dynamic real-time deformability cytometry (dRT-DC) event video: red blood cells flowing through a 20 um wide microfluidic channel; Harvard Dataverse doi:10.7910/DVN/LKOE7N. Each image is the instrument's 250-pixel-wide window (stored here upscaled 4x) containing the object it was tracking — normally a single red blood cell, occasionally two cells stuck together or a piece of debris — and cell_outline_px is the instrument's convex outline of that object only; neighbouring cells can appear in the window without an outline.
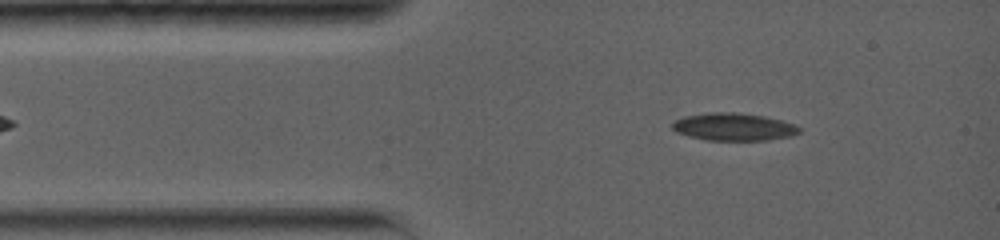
{"species": "common noctule bat (a hibernating species)", "species_latin": "Nyctalus noctula", "temperature_condition": "warm", "stored_images_in_passage": 17, "camera_frame_rate_fps": 5000, "um_per_image_px": 0.085, "animal": {"sex": "female", "body_mass_g": 19.0, "forearm_length_mm": 56.7}, "frame": {"image": 1, "passage_image": 3, "time_ms": 1.0, "image_size_px": [1000, 240], "cell_outline_px": [[800, 132], [792, 136], [768, 140], [704, 140], [688, 136], [676, 132], [672, 128], [672, 124], [676, 120], [684, 116], [708, 112], [736, 112], [764, 116], [780, 120], [792, 124], [800, 128]], "centroid_in_image_um": [62.33, 10.78], "position_along_channel_um": 22.7, "area_um2": 20.4}}
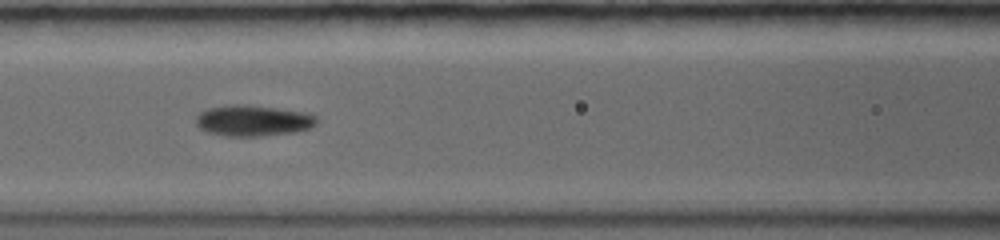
{"frame": {"image": 2, "passage_image": 11, "time_ms": 5.0, "image_size_px": [1000, 240], "cell_outline_px": [[320, 120], [312, 128], [296, 132], [260, 136], [224, 136], [208, 132], [200, 128], [196, 124], [196, 116], [200, 112], [208, 108], [232, 104], [244, 104], [308, 112], [316, 116]], "centroid_in_image_um": [21.55, 10.25], "position_along_channel_um": 145.0, "area_um2": 22.08}}
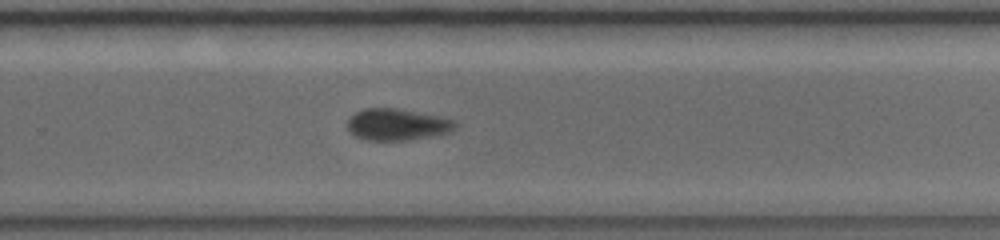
{"frame": {"image": 3, "passage_image": 17, "time_ms": 9.0, "image_size_px": [1000, 240], "cell_outline_px": [[456, 128], [452, 132], [436, 136], [408, 140], [364, 140], [348, 132], [348, 120], [356, 112], [364, 108], [400, 108], [440, 116], [456, 120]], "centroid_in_image_um": [33.81, 10.59], "position_along_channel_um": 296.0, "area_um2": 20.23}}